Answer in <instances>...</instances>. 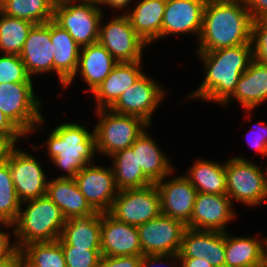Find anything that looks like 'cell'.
Segmentation results:
<instances>
[{
    "mask_svg": "<svg viewBox=\"0 0 267 267\" xmlns=\"http://www.w3.org/2000/svg\"><path fill=\"white\" fill-rule=\"evenodd\" d=\"M253 22L244 0H207L197 52L251 44Z\"/></svg>",
    "mask_w": 267,
    "mask_h": 267,
    "instance_id": "6da1fadb",
    "label": "cell"
},
{
    "mask_svg": "<svg viewBox=\"0 0 267 267\" xmlns=\"http://www.w3.org/2000/svg\"><path fill=\"white\" fill-rule=\"evenodd\" d=\"M204 63V81L189 97L223 103L233 94L240 76L253 59L251 44L197 52Z\"/></svg>",
    "mask_w": 267,
    "mask_h": 267,
    "instance_id": "7a4b0ae2",
    "label": "cell"
},
{
    "mask_svg": "<svg viewBox=\"0 0 267 267\" xmlns=\"http://www.w3.org/2000/svg\"><path fill=\"white\" fill-rule=\"evenodd\" d=\"M46 144L52 163L68 174L59 178H75L97 152L94 131L89 132L79 123L58 125L49 133Z\"/></svg>",
    "mask_w": 267,
    "mask_h": 267,
    "instance_id": "3957f363",
    "label": "cell"
},
{
    "mask_svg": "<svg viewBox=\"0 0 267 267\" xmlns=\"http://www.w3.org/2000/svg\"><path fill=\"white\" fill-rule=\"evenodd\" d=\"M65 222L61 209L46 195L21 202L17 220L11 225L17 240L13 245L21 250L30 243L58 240Z\"/></svg>",
    "mask_w": 267,
    "mask_h": 267,
    "instance_id": "277c9868",
    "label": "cell"
},
{
    "mask_svg": "<svg viewBox=\"0 0 267 267\" xmlns=\"http://www.w3.org/2000/svg\"><path fill=\"white\" fill-rule=\"evenodd\" d=\"M94 113L99 117V122L93 129L96 151L106 156L131 147L149 126L139 117L118 114L110 109H97Z\"/></svg>",
    "mask_w": 267,
    "mask_h": 267,
    "instance_id": "5b68a950",
    "label": "cell"
},
{
    "mask_svg": "<svg viewBox=\"0 0 267 267\" xmlns=\"http://www.w3.org/2000/svg\"><path fill=\"white\" fill-rule=\"evenodd\" d=\"M32 83H0V110L25 137L45 123L40 113L42 104L34 95Z\"/></svg>",
    "mask_w": 267,
    "mask_h": 267,
    "instance_id": "8992f818",
    "label": "cell"
},
{
    "mask_svg": "<svg viewBox=\"0 0 267 267\" xmlns=\"http://www.w3.org/2000/svg\"><path fill=\"white\" fill-rule=\"evenodd\" d=\"M260 166L243 157L231 158L225 163L227 196L246 206H258L267 198V178Z\"/></svg>",
    "mask_w": 267,
    "mask_h": 267,
    "instance_id": "52a82bcc",
    "label": "cell"
},
{
    "mask_svg": "<svg viewBox=\"0 0 267 267\" xmlns=\"http://www.w3.org/2000/svg\"><path fill=\"white\" fill-rule=\"evenodd\" d=\"M102 15V9L98 5L59 3L54 4L53 21L67 30L82 48L98 42Z\"/></svg>",
    "mask_w": 267,
    "mask_h": 267,
    "instance_id": "ba28073f",
    "label": "cell"
},
{
    "mask_svg": "<svg viewBox=\"0 0 267 267\" xmlns=\"http://www.w3.org/2000/svg\"><path fill=\"white\" fill-rule=\"evenodd\" d=\"M108 213L118 221L133 226L155 219L161 214L156 185L119 191Z\"/></svg>",
    "mask_w": 267,
    "mask_h": 267,
    "instance_id": "9c48e42d",
    "label": "cell"
},
{
    "mask_svg": "<svg viewBox=\"0 0 267 267\" xmlns=\"http://www.w3.org/2000/svg\"><path fill=\"white\" fill-rule=\"evenodd\" d=\"M186 228L182 221L163 214L137 226L142 255L178 254Z\"/></svg>",
    "mask_w": 267,
    "mask_h": 267,
    "instance_id": "30bf717a",
    "label": "cell"
},
{
    "mask_svg": "<svg viewBox=\"0 0 267 267\" xmlns=\"http://www.w3.org/2000/svg\"><path fill=\"white\" fill-rule=\"evenodd\" d=\"M99 27L98 42L119 62L142 61V51L148 44L131 26L126 14L113 18L107 25Z\"/></svg>",
    "mask_w": 267,
    "mask_h": 267,
    "instance_id": "8fae6325",
    "label": "cell"
},
{
    "mask_svg": "<svg viewBox=\"0 0 267 267\" xmlns=\"http://www.w3.org/2000/svg\"><path fill=\"white\" fill-rule=\"evenodd\" d=\"M165 95V90L158 82L143 74L123 91L109 109L118 114L139 117L150 125L152 114Z\"/></svg>",
    "mask_w": 267,
    "mask_h": 267,
    "instance_id": "7c38bea8",
    "label": "cell"
},
{
    "mask_svg": "<svg viewBox=\"0 0 267 267\" xmlns=\"http://www.w3.org/2000/svg\"><path fill=\"white\" fill-rule=\"evenodd\" d=\"M7 162L21 202L46 195L48 180L35 157L19 150L15 145L8 155Z\"/></svg>",
    "mask_w": 267,
    "mask_h": 267,
    "instance_id": "4fadbf2b",
    "label": "cell"
},
{
    "mask_svg": "<svg viewBox=\"0 0 267 267\" xmlns=\"http://www.w3.org/2000/svg\"><path fill=\"white\" fill-rule=\"evenodd\" d=\"M80 192L97 213L109 212L119 190L112 167L88 164L75 176Z\"/></svg>",
    "mask_w": 267,
    "mask_h": 267,
    "instance_id": "5bb4252c",
    "label": "cell"
},
{
    "mask_svg": "<svg viewBox=\"0 0 267 267\" xmlns=\"http://www.w3.org/2000/svg\"><path fill=\"white\" fill-rule=\"evenodd\" d=\"M233 203L227 195L198 192L187 228L227 232L226 225L235 218Z\"/></svg>",
    "mask_w": 267,
    "mask_h": 267,
    "instance_id": "9a60e30c",
    "label": "cell"
},
{
    "mask_svg": "<svg viewBox=\"0 0 267 267\" xmlns=\"http://www.w3.org/2000/svg\"><path fill=\"white\" fill-rule=\"evenodd\" d=\"M165 178L155 183L160 195L161 214L186 225L192 216L198 192L184 175L170 180Z\"/></svg>",
    "mask_w": 267,
    "mask_h": 267,
    "instance_id": "2e32d148",
    "label": "cell"
},
{
    "mask_svg": "<svg viewBox=\"0 0 267 267\" xmlns=\"http://www.w3.org/2000/svg\"><path fill=\"white\" fill-rule=\"evenodd\" d=\"M142 255L137 226L101 213V256Z\"/></svg>",
    "mask_w": 267,
    "mask_h": 267,
    "instance_id": "e0dca14e",
    "label": "cell"
},
{
    "mask_svg": "<svg viewBox=\"0 0 267 267\" xmlns=\"http://www.w3.org/2000/svg\"><path fill=\"white\" fill-rule=\"evenodd\" d=\"M207 0H166L161 38L171 34L196 33L199 38Z\"/></svg>",
    "mask_w": 267,
    "mask_h": 267,
    "instance_id": "ac0fdd59",
    "label": "cell"
},
{
    "mask_svg": "<svg viewBox=\"0 0 267 267\" xmlns=\"http://www.w3.org/2000/svg\"><path fill=\"white\" fill-rule=\"evenodd\" d=\"M55 48L51 42V21L34 24L30 29L20 53L29 75L53 72Z\"/></svg>",
    "mask_w": 267,
    "mask_h": 267,
    "instance_id": "d6986e66",
    "label": "cell"
},
{
    "mask_svg": "<svg viewBox=\"0 0 267 267\" xmlns=\"http://www.w3.org/2000/svg\"><path fill=\"white\" fill-rule=\"evenodd\" d=\"M179 258H205L213 267H225V232L186 228Z\"/></svg>",
    "mask_w": 267,
    "mask_h": 267,
    "instance_id": "ffe728a7",
    "label": "cell"
},
{
    "mask_svg": "<svg viewBox=\"0 0 267 267\" xmlns=\"http://www.w3.org/2000/svg\"><path fill=\"white\" fill-rule=\"evenodd\" d=\"M142 61L119 62L110 74L92 92L97 109H109L127 87L134 84L144 73Z\"/></svg>",
    "mask_w": 267,
    "mask_h": 267,
    "instance_id": "44dd1931",
    "label": "cell"
},
{
    "mask_svg": "<svg viewBox=\"0 0 267 267\" xmlns=\"http://www.w3.org/2000/svg\"><path fill=\"white\" fill-rule=\"evenodd\" d=\"M117 64L118 62L99 42L82 47L76 73L65 84V87L71 85L80 71V75L89 87L86 91L90 90V92H93Z\"/></svg>",
    "mask_w": 267,
    "mask_h": 267,
    "instance_id": "7402d4cb",
    "label": "cell"
},
{
    "mask_svg": "<svg viewBox=\"0 0 267 267\" xmlns=\"http://www.w3.org/2000/svg\"><path fill=\"white\" fill-rule=\"evenodd\" d=\"M46 196L61 209L66 219L88 217L97 213L80 192L74 178L57 177L48 180Z\"/></svg>",
    "mask_w": 267,
    "mask_h": 267,
    "instance_id": "603a6c76",
    "label": "cell"
},
{
    "mask_svg": "<svg viewBox=\"0 0 267 267\" xmlns=\"http://www.w3.org/2000/svg\"><path fill=\"white\" fill-rule=\"evenodd\" d=\"M234 97L248 111L267 101V64L252 59L248 69L240 76L233 94L223 103Z\"/></svg>",
    "mask_w": 267,
    "mask_h": 267,
    "instance_id": "cb8c5ba5",
    "label": "cell"
},
{
    "mask_svg": "<svg viewBox=\"0 0 267 267\" xmlns=\"http://www.w3.org/2000/svg\"><path fill=\"white\" fill-rule=\"evenodd\" d=\"M136 154L138 168L153 183L173 174V167L168 157L162 152L155 140L148 135L146 129L131 146Z\"/></svg>",
    "mask_w": 267,
    "mask_h": 267,
    "instance_id": "d4e9b609",
    "label": "cell"
},
{
    "mask_svg": "<svg viewBox=\"0 0 267 267\" xmlns=\"http://www.w3.org/2000/svg\"><path fill=\"white\" fill-rule=\"evenodd\" d=\"M51 42L55 48L53 71H56L63 87L74 76L78 66L81 47L67 30L51 20Z\"/></svg>",
    "mask_w": 267,
    "mask_h": 267,
    "instance_id": "484cf974",
    "label": "cell"
},
{
    "mask_svg": "<svg viewBox=\"0 0 267 267\" xmlns=\"http://www.w3.org/2000/svg\"><path fill=\"white\" fill-rule=\"evenodd\" d=\"M58 242L61 246L101 249V213L66 219Z\"/></svg>",
    "mask_w": 267,
    "mask_h": 267,
    "instance_id": "4316f807",
    "label": "cell"
},
{
    "mask_svg": "<svg viewBox=\"0 0 267 267\" xmlns=\"http://www.w3.org/2000/svg\"><path fill=\"white\" fill-rule=\"evenodd\" d=\"M166 0H141L125 13L137 34L149 45L161 38L162 19Z\"/></svg>",
    "mask_w": 267,
    "mask_h": 267,
    "instance_id": "83f0119b",
    "label": "cell"
},
{
    "mask_svg": "<svg viewBox=\"0 0 267 267\" xmlns=\"http://www.w3.org/2000/svg\"><path fill=\"white\" fill-rule=\"evenodd\" d=\"M189 169L188 174L184 176L197 192L227 195L225 162L216 163L199 159Z\"/></svg>",
    "mask_w": 267,
    "mask_h": 267,
    "instance_id": "f1b7e54d",
    "label": "cell"
},
{
    "mask_svg": "<svg viewBox=\"0 0 267 267\" xmlns=\"http://www.w3.org/2000/svg\"><path fill=\"white\" fill-rule=\"evenodd\" d=\"M112 158V169L118 190L139 189L153 183L138 168L136 154L132 148H126L115 152Z\"/></svg>",
    "mask_w": 267,
    "mask_h": 267,
    "instance_id": "f546056e",
    "label": "cell"
},
{
    "mask_svg": "<svg viewBox=\"0 0 267 267\" xmlns=\"http://www.w3.org/2000/svg\"><path fill=\"white\" fill-rule=\"evenodd\" d=\"M225 232V267H260L261 240Z\"/></svg>",
    "mask_w": 267,
    "mask_h": 267,
    "instance_id": "4dcf8cb0",
    "label": "cell"
},
{
    "mask_svg": "<svg viewBox=\"0 0 267 267\" xmlns=\"http://www.w3.org/2000/svg\"><path fill=\"white\" fill-rule=\"evenodd\" d=\"M0 11L33 24H44L53 20L54 3L51 0H0Z\"/></svg>",
    "mask_w": 267,
    "mask_h": 267,
    "instance_id": "1f68e13d",
    "label": "cell"
},
{
    "mask_svg": "<svg viewBox=\"0 0 267 267\" xmlns=\"http://www.w3.org/2000/svg\"><path fill=\"white\" fill-rule=\"evenodd\" d=\"M33 25L28 20L10 17L0 11L1 54L20 55Z\"/></svg>",
    "mask_w": 267,
    "mask_h": 267,
    "instance_id": "d6a6232c",
    "label": "cell"
},
{
    "mask_svg": "<svg viewBox=\"0 0 267 267\" xmlns=\"http://www.w3.org/2000/svg\"><path fill=\"white\" fill-rule=\"evenodd\" d=\"M24 267H66L62 246L58 242H35L21 249Z\"/></svg>",
    "mask_w": 267,
    "mask_h": 267,
    "instance_id": "836d02e7",
    "label": "cell"
},
{
    "mask_svg": "<svg viewBox=\"0 0 267 267\" xmlns=\"http://www.w3.org/2000/svg\"><path fill=\"white\" fill-rule=\"evenodd\" d=\"M21 209L14 183L11 177L9 163L0 165V217L11 226L18 217Z\"/></svg>",
    "mask_w": 267,
    "mask_h": 267,
    "instance_id": "e575fe53",
    "label": "cell"
},
{
    "mask_svg": "<svg viewBox=\"0 0 267 267\" xmlns=\"http://www.w3.org/2000/svg\"><path fill=\"white\" fill-rule=\"evenodd\" d=\"M32 77L19 55L2 54L0 56V83L32 82Z\"/></svg>",
    "mask_w": 267,
    "mask_h": 267,
    "instance_id": "d590c367",
    "label": "cell"
},
{
    "mask_svg": "<svg viewBox=\"0 0 267 267\" xmlns=\"http://www.w3.org/2000/svg\"><path fill=\"white\" fill-rule=\"evenodd\" d=\"M66 267H98L101 249L62 246Z\"/></svg>",
    "mask_w": 267,
    "mask_h": 267,
    "instance_id": "8d00e7d4",
    "label": "cell"
},
{
    "mask_svg": "<svg viewBox=\"0 0 267 267\" xmlns=\"http://www.w3.org/2000/svg\"><path fill=\"white\" fill-rule=\"evenodd\" d=\"M251 46L253 59L267 64V21L253 22Z\"/></svg>",
    "mask_w": 267,
    "mask_h": 267,
    "instance_id": "74e56055",
    "label": "cell"
},
{
    "mask_svg": "<svg viewBox=\"0 0 267 267\" xmlns=\"http://www.w3.org/2000/svg\"><path fill=\"white\" fill-rule=\"evenodd\" d=\"M141 255L101 256L98 267H140Z\"/></svg>",
    "mask_w": 267,
    "mask_h": 267,
    "instance_id": "f35d334b",
    "label": "cell"
},
{
    "mask_svg": "<svg viewBox=\"0 0 267 267\" xmlns=\"http://www.w3.org/2000/svg\"><path fill=\"white\" fill-rule=\"evenodd\" d=\"M0 136L9 138L15 145L20 137L25 136L0 110Z\"/></svg>",
    "mask_w": 267,
    "mask_h": 267,
    "instance_id": "ab89813d",
    "label": "cell"
},
{
    "mask_svg": "<svg viewBox=\"0 0 267 267\" xmlns=\"http://www.w3.org/2000/svg\"><path fill=\"white\" fill-rule=\"evenodd\" d=\"M253 21H267V0H244Z\"/></svg>",
    "mask_w": 267,
    "mask_h": 267,
    "instance_id": "60d3db41",
    "label": "cell"
},
{
    "mask_svg": "<svg viewBox=\"0 0 267 267\" xmlns=\"http://www.w3.org/2000/svg\"><path fill=\"white\" fill-rule=\"evenodd\" d=\"M261 124L262 127H258V125ZM259 124H257L256 126L260 129L258 130H261V131H257L259 133H257V136H256V133H255V138L252 137L253 139H249L248 140V144L253 146V148L255 149V151L257 153H261L263 156H266L267 155V124L266 125H263L262 122H260ZM251 130H253L252 132H254V128H251ZM256 130V129H255ZM249 135V133L247 134Z\"/></svg>",
    "mask_w": 267,
    "mask_h": 267,
    "instance_id": "b9f144b4",
    "label": "cell"
},
{
    "mask_svg": "<svg viewBox=\"0 0 267 267\" xmlns=\"http://www.w3.org/2000/svg\"><path fill=\"white\" fill-rule=\"evenodd\" d=\"M165 258L169 259H174L179 261V255L174 254V255H141V262H140V267H153L156 266V264H161L163 263L162 260ZM181 267V265H180Z\"/></svg>",
    "mask_w": 267,
    "mask_h": 267,
    "instance_id": "7bdbcfd3",
    "label": "cell"
},
{
    "mask_svg": "<svg viewBox=\"0 0 267 267\" xmlns=\"http://www.w3.org/2000/svg\"><path fill=\"white\" fill-rule=\"evenodd\" d=\"M0 267H24V258L21 250L15 248L0 262Z\"/></svg>",
    "mask_w": 267,
    "mask_h": 267,
    "instance_id": "ee69618b",
    "label": "cell"
},
{
    "mask_svg": "<svg viewBox=\"0 0 267 267\" xmlns=\"http://www.w3.org/2000/svg\"><path fill=\"white\" fill-rule=\"evenodd\" d=\"M178 263L181 267H213L205 258H179Z\"/></svg>",
    "mask_w": 267,
    "mask_h": 267,
    "instance_id": "f6af8a7d",
    "label": "cell"
},
{
    "mask_svg": "<svg viewBox=\"0 0 267 267\" xmlns=\"http://www.w3.org/2000/svg\"><path fill=\"white\" fill-rule=\"evenodd\" d=\"M15 144L9 139L0 136V165L7 161L8 155Z\"/></svg>",
    "mask_w": 267,
    "mask_h": 267,
    "instance_id": "bcb514c9",
    "label": "cell"
},
{
    "mask_svg": "<svg viewBox=\"0 0 267 267\" xmlns=\"http://www.w3.org/2000/svg\"><path fill=\"white\" fill-rule=\"evenodd\" d=\"M132 0H96V5H103L106 7V6H109L110 8H113V9H122V8H125V7H128L129 5L128 4H131Z\"/></svg>",
    "mask_w": 267,
    "mask_h": 267,
    "instance_id": "7dc6e473",
    "label": "cell"
},
{
    "mask_svg": "<svg viewBox=\"0 0 267 267\" xmlns=\"http://www.w3.org/2000/svg\"><path fill=\"white\" fill-rule=\"evenodd\" d=\"M14 245L10 243V239H0V262L5 259L13 250Z\"/></svg>",
    "mask_w": 267,
    "mask_h": 267,
    "instance_id": "c3c4849f",
    "label": "cell"
},
{
    "mask_svg": "<svg viewBox=\"0 0 267 267\" xmlns=\"http://www.w3.org/2000/svg\"><path fill=\"white\" fill-rule=\"evenodd\" d=\"M260 267H267V237L261 241Z\"/></svg>",
    "mask_w": 267,
    "mask_h": 267,
    "instance_id": "681fc988",
    "label": "cell"
},
{
    "mask_svg": "<svg viewBox=\"0 0 267 267\" xmlns=\"http://www.w3.org/2000/svg\"><path fill=\"white\" fill-rule=\"evenodd\" d=\"M72 2H76V4H93L96 5V0H60V4H72Z\"/></svg>",
    "mask_w": 267,
    "mask_h": 267,
    "instance_id": "f907efd6",
    "label": "cell"
},
{
    "mask_svg": "<svg viewBox=\"0 0 267 267\" xmlns=\"http://www.w3.org/2000/svg\"><path fill=\"white\" fill-rule=\"evenodd\" d=\"M9 228L11 227L8 222H6L2 217H0V225H2ZM1 229V228H0ZM9 233L3 232L0 230V239H10Z\"/></svg>",
    "mask_w": 267,
    "mask_h": 267,
    "instance_id": "816d5d0a",
    "label": "cell"
},
{
    "mask_svg": "<svg viewBox=\"0 0 267 267\" xmlns=\"http://www.w3.org/2000/svg\"><path fill=\"white\" fill-rule=\"evenodd\" d=\"M54 4H59L60 0H51Z\"/></svg>",
    "mask_w": 267,
    "mask_h": 267,
    "instance_id": "f5cc1de1",
    "label": "cell"
},
{
    "mask_svg": "<svg viewBox=\"0 0 267 267\" xmlns=\"http://www.w3.org/2000/svg\"><path fill=\"white\" fill-rule=\"evenodd\" d=\"M266 157H267V155H266ZM264 172H265V175H266V178H267V168L265 169Z\"/></svg>",
    "mask_w": 267,
    "mask_h": 267,
    "instance_id": "db71d44e",
    "label": "cell"
}]
</instances>
